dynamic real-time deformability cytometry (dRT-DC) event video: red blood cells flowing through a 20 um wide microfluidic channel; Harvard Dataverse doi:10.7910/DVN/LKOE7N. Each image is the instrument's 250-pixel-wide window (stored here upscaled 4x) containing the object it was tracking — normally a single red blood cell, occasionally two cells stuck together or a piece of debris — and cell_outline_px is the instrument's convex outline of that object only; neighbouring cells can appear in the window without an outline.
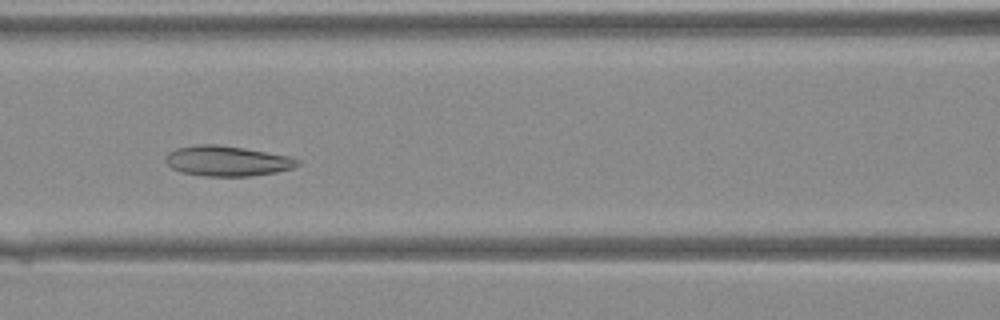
{"species": "Egyptian fruit bat (a non-hibernating species)", "species_latin": "Rousettus aegyptiacus", "temperature_condition": "warm", "stored_images_in_passage": 31, "camera_frame_rate_fps": 3000, "um_per_image_px": 0.085, "animal": {"sex": "female"}, "frame": {"image": 1, "passage_image": 10, "time_ms": 3.0, "image_size_px": [1000, 320], "cell_outline_px": [[300, 164], [292, 168], [276, 172], [248, 176], [204, 176], [180, 172], [172, 168], [164, 160], [164, 156], [168, 152], [176, 148], [196, 144], [216, 144], [244, 148], [288, 156], [300, 160]], "centroid_in_image_um": [19.26, 13.68], "position_along_channel_um": 147.3, "area_um2": 23.29}}
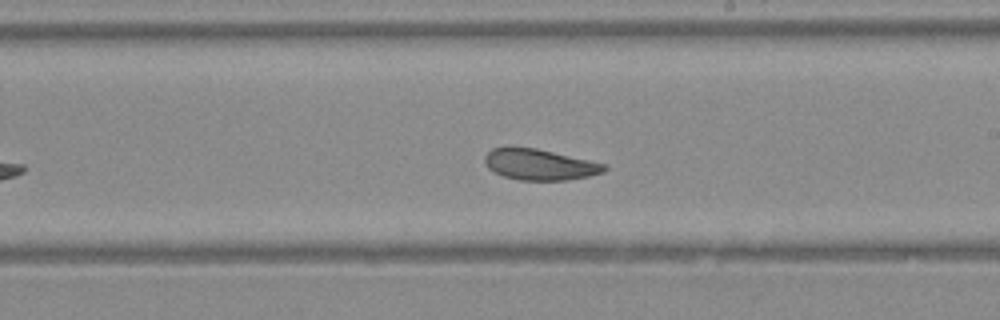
{"frame": {"image": 2, "passage_image": 16, "time_ms": 5.0, "image_size_px": [1000, 320], "cell_outline_px": [[608, 168], [604, 172], [588, 176], [568, 180], [520, 180], [504, 176], [488, 168], [484, 164], [484, 156], [492, 148], [508, 144], [536, 148], [608, 164]], "centroid_in_image_um": [45.84, 13.95], "position_along_channel_um": 243.2, "area_um2": 22.08}}
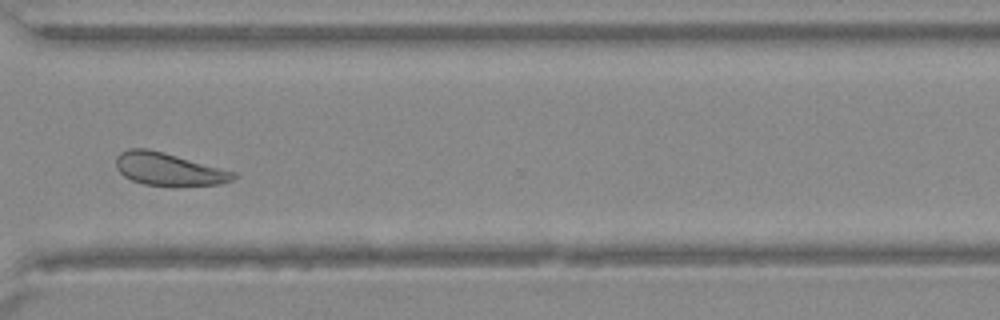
{"frame": {"image": 3, "passage_image": 23, "time_ms": 7.333, "image_size_px": [1000, 320], "cell_outline_px": [[240, 176], [232, 180], [220, 184], [176, 188], [144, 184], [132, 180], [124, 176], [116, 168], [116, 156], [120, 152], [128, 148], [148, 148], [164, 152], [236, 172]], "centroid_in_image_um": [14.36, 14.41], "position_along_channel_um": 356.2, "area_um2": 23.06}}